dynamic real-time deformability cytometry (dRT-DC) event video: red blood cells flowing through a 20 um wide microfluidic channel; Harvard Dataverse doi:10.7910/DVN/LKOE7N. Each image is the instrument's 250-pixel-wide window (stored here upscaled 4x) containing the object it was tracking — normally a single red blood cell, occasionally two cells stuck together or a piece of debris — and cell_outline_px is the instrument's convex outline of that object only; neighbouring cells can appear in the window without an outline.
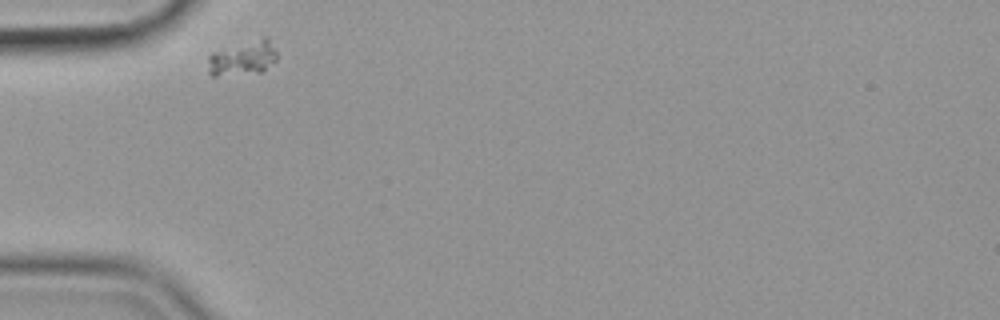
{"species": "common noctule bat (a hibernating species)", "species_latin": "Nyctalus noctula", "temperature_condition": "cold", "stored_images_in_passage": 33, "camera_frame_rate_fps": 3000, "um_per_image_px": 0.085, "animal": {"sex": "female", "body_mass_g": 19.9}, "frame": {"image": 1, "passage_image": 1, "time_ms": 0.0, "image_size_px": [1000, 320], "cell_outline_px": [[276, 60], [260, 72], [216, 76], [212, 76], [208, 72], [208, 56], [212, 52], [264, 36], [268, 36], [276, 52]], "centroid_in_image_um": [20.62, 4.93], "position_along_channel_um": 64.4, "area_um2": 13.81}}
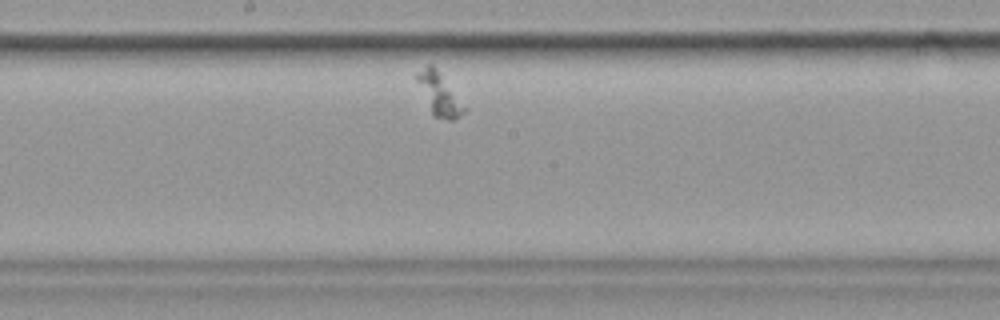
{"frame": {"image": 2, "passage_image": 16, "time_ms": 5.0, "image_size_px": [1000, 320], "cell_outline_px": [[468, 108], [460, 116], [452, 120], [448, 120], [432, 116], [416, 80], [416, 72], [428, 64], [432, 64], [436, 68]], "centroid_in_image_um": [37.34, 8.01], "position_along_channel_um": 210.9, "area_um2": 11.73}}
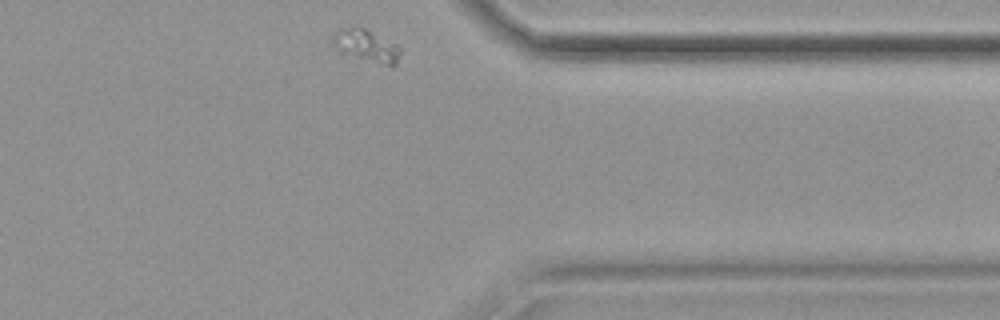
{"frame": {"image": 3, "passage_image": 33, "time_ms": 10.667, "image_size_px": [1000, 320], "cell_outline_px": [[400, 52], [396, 64], [392, 68], [340, 52], [332, 48], [328, 40], [332, 32], [340, 28], [364, 28], [396, 44], [400, 48]], "centroid_in_image_um": [31.04, 3.9], "position_along_channel_um": 380.4, "area_um2": 13.01}}